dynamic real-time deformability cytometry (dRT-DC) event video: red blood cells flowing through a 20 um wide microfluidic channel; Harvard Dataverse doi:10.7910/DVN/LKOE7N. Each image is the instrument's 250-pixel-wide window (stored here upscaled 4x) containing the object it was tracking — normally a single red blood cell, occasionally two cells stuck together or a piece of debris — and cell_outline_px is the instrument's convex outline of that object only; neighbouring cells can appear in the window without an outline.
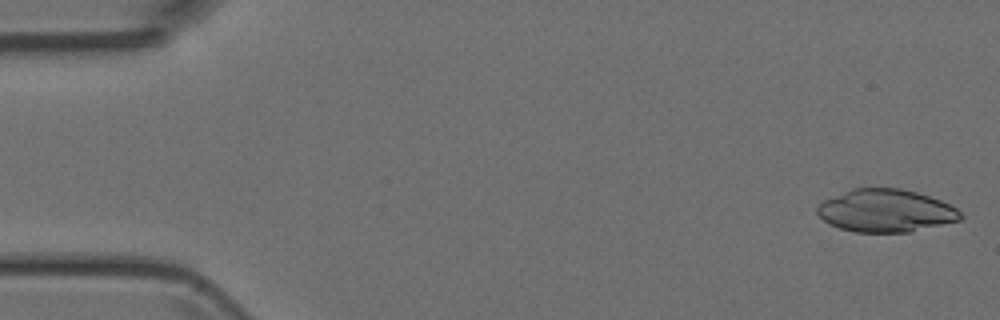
{"species": "Egyptian fruit bat (a non-hibernating species)", "species_latin": "Rousettus aegyptiacus", "temperature_condition": "room temperature", "stored_images_in_passage": 15, "camera_frame_rate_fps": 3000, "um_per_image_px": 0.085, "animal": {"sex": "female"}, "frame": {"image": 1, "passage_image": 1, "time_ms": 0.0, "image_size_px": [1000, 320], "cell_outline_px": [[964, 220], [912, 232], [856, 232], [840, 228], [828, 224], [816, 212], [816, 208], [824, 200], [852, 188], [900, 188], [916, 192], [940, 200], [956, 208], [964, 216]], "centroid_in_image_um": [75.33, 17.92], "position_along_channel_um": 9.7, "area_um2": 35.84}}